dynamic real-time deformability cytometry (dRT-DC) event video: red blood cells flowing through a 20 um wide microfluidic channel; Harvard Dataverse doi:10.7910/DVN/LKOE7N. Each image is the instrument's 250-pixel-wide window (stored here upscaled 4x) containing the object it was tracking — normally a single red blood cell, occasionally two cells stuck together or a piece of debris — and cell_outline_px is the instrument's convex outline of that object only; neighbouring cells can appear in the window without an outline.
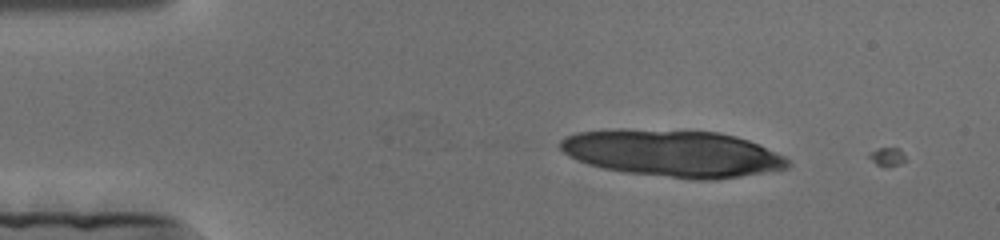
{"species": "human", "species_latin": "Homo sapiens", "temperature_condition": "cold", "stored_images_in_passage": 7, "camera_frame_rate_fps": 3000, "um_per_image_px": 0.085, "donor": {"sex": "female"}, "frame": {"image": 1, "passage_image": 5, "time_ms": 1.333, "image_size_px": [1000, 240], "cell_outline_px": [[792, 164], [788, 168], [716, 180], [696, 180], [624, 172], [604, 168], [588, 164], [568, 156], [560, 148], [560, 140], [564, 136], [576, 132], [616, 128], [624, 128], [720, 132], [736, 136], [760, 144], [784, 156]], "centroid_in_image_um": [57.16, 13.02], "position_along_channel_um": 27.8, "area_um2": 62.77}}